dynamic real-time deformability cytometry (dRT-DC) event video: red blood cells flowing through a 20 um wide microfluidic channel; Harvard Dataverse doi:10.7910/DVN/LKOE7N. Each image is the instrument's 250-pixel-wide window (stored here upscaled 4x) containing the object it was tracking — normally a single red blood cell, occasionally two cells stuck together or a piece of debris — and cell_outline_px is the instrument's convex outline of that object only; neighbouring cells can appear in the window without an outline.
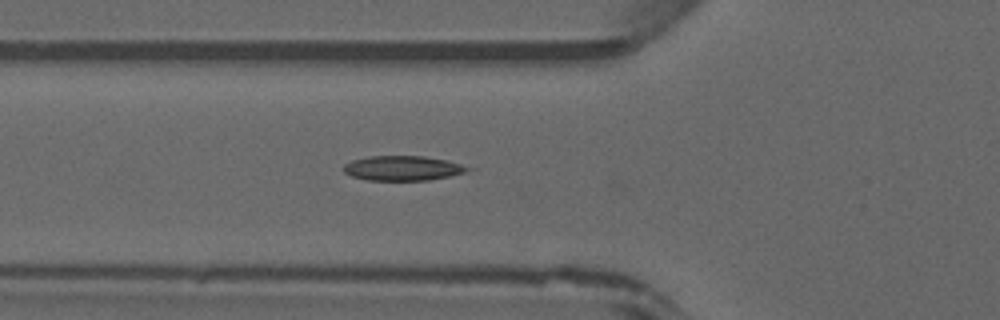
{"species": "common noctule bat (a hibernating species)", "species_latin": "Nyctalus noctula", "temperature_condition": "warm", "stored_images_in_passage": 35, "camera_frame_rate_fps": 3000, "um_per_image_px": 0.085, "animal": {"sex": "male", "forearm_length_mm": 52.5}, "frame": {"image": 1, "passage_image": 6, "time_ms": 1.667, "image_size_px": [1000, 320], "cell_outline_px": [[476, 168], [464, 172], [448, 176], [428, 180], [368, 180], [352, 176], [344, 172], [344, 164], [352, 160], [368, 156], [424, 156], [444, 160]], "centroid_in_image_um": [34.22, 14.29], "position_along_channel_um": 91.6, "area_um2": 17.74}}